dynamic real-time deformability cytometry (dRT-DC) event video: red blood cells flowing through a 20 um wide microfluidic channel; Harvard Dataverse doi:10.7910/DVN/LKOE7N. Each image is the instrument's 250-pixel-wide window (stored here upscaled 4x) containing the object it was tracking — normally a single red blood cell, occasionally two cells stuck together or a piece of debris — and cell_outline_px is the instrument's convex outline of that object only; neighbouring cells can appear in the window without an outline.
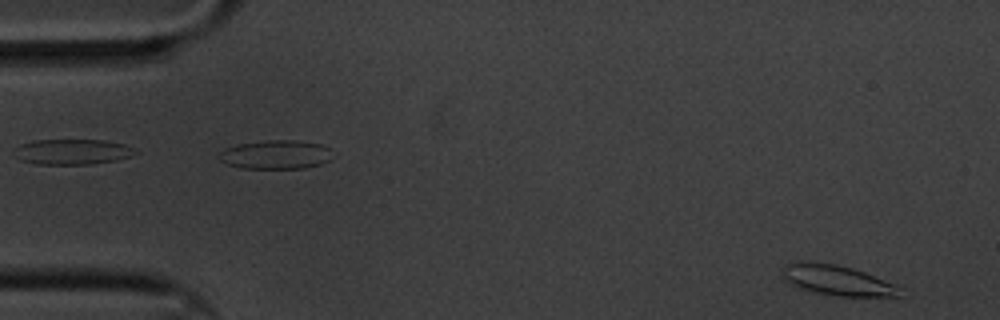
{"species": "common noctule bat (a hibernating species)", "species_latin": "Nyctalus noctula", "temperature_condition": "cold", "stored_images_in_passage": 60, "segment_of_instrument_passage": [1, 2], "camera_frame_rate_fps": 3000, "um_per_image_px": 0.085, "animal": {"sex": "male", "body_mass_g": 20.1, "forearm_length_mm": 53.5}, "frame": {"image": 1, "passage_image": 2, "time_ms": 0.333, "image_size_px": [1000, 320], "cell_outline_px": [[900, 296], [840, 296], [816, 292], [800, 288], [784, 280], [780, 268], [784, 264], [800, 260], [808, 260], [836, 264], [852, 268], [864, 272], [896, 284], [900, 288]], "centroid_in_image_um": [71.09, 23.78], "position_along_channel_um": 13.9, "area_um2": 20.87}}
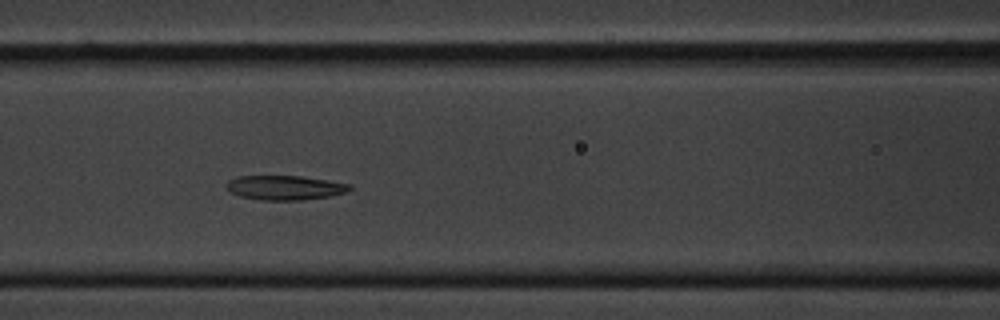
{"frame": {"image": 2, "passage_image": 24, "time_ms": 7.667, "image_size_px": [1000, 320], "cell_outline_px": [[352, 188], [348, 192], [332, 196], [304, 200], [260, 200], [240, 196], [228, 192], [224, 188], [224, 184], [228, 180], [236, 176], [300, 176], [328, 180], [352, 184]], "centroid_in_image_um": [24.19, 15.95], "position_along_channel_um": 142.4, "area_um2": 17.98}}
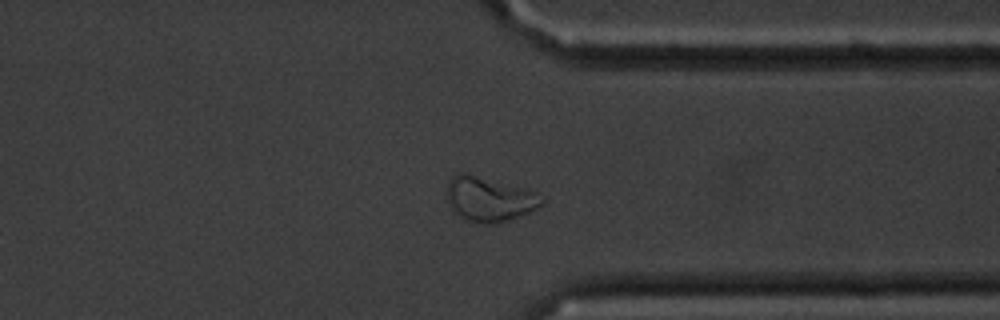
{"frame": {"image": 3, "passage_image": 45, "time_ms": 14.667, "image_size_px": [1000, 320], "cell_outline_px": [[544, 204], [528, 212], [492, 224], [484, 224], [468, 220], [452, 212], [448, 204], [448, 180], [456, 172], [464, 172], [532, 192], [544, 196]], "centroid_in_image_um": [41.52, 16.93], "position_along_channel_um": 369.9, "area_um2": 23.99}}